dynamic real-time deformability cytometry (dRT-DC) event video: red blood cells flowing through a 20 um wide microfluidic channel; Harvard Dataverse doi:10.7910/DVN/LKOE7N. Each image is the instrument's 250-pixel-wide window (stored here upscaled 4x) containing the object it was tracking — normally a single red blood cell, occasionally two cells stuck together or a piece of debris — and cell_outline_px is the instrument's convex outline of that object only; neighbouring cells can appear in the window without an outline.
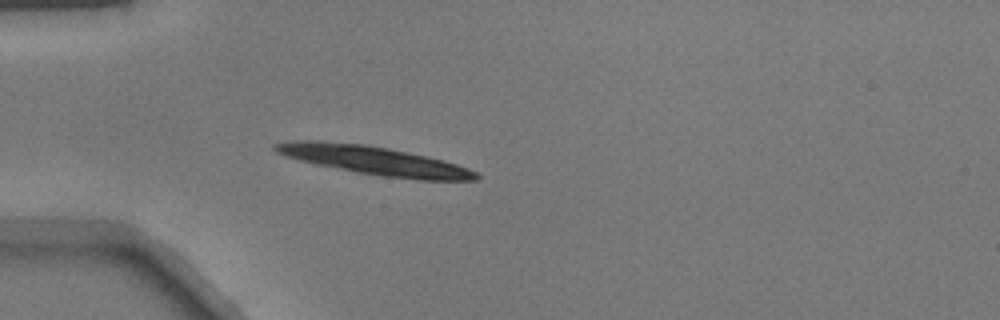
{"species": "common noctule bat (a hibernating species)", "species_latin": "Nyctalus noctula", "temperature_condition": "warm", "stored_images_in_passage": 17, "camera_frame_rate_fps": 3000, "um_per_image_px": 0.085, "animal": {"sex": "male", "body_mass_g": 17.9}, "frame": {"image": 1, "passage_image": 15, "time_ms": 4.667, "image_size_px": [1000, 320], "cell_outline_px": [[480, 176], [476, 180], [420, 180], [380, 176], [356, 172], [316, 164], [284, 156], [276, 152], [272, 148], [272, 144], [304, 140], [316, 140], [364, 144], [388, 148], [444, 160], [468, 168], [476, 172]], "centroid_in_image_um": [31.8, 13.64], "position_along_channel_um": 53.2, "area_um2": 33.23}}